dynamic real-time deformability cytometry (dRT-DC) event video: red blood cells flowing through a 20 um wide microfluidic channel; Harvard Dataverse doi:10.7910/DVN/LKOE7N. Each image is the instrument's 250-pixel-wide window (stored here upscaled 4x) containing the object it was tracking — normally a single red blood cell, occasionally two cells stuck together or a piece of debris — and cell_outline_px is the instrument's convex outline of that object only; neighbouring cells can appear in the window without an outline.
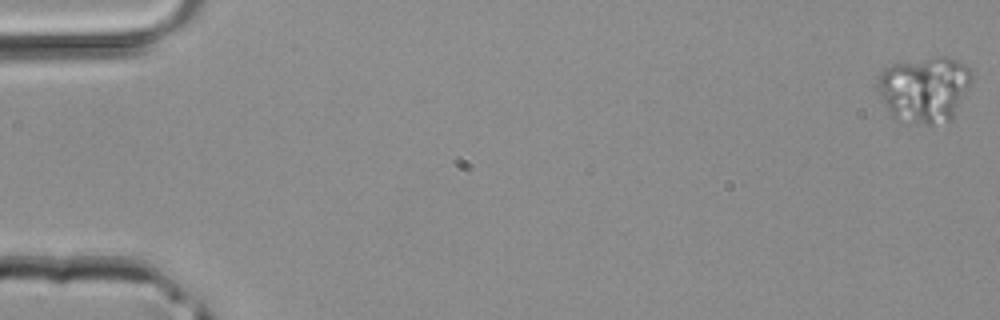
{"species": "common noctule bat (a hibernating species)", "species_latin": "Nyctalus noctula", "temperature_condition": "room temperature", "stored_images_in_passage": 44, "camera_frame_rate_fps": 3000, "um_per_image_px": 0.085, "animal": {"sex": "male", "body_mass_g": 20.4}, "frame": {"image": 1, "passage_image": 1, "time_ms": 0.0, "image_size_px": [1000, 320], "cell_outline_px": [[972, 80], [952, 120], [932, 124], [924, 124], [896, 120], [888, 112], [872, 84], [880, 72], [884, 68], [892, 64], [936, 56], [948, 56], [960, 60], [968, 68], [972, 76]], "centroid_in_image_um": [78.52, 7.57], "position_along_channel_um": 6.5, "area_um2": 36.88}}
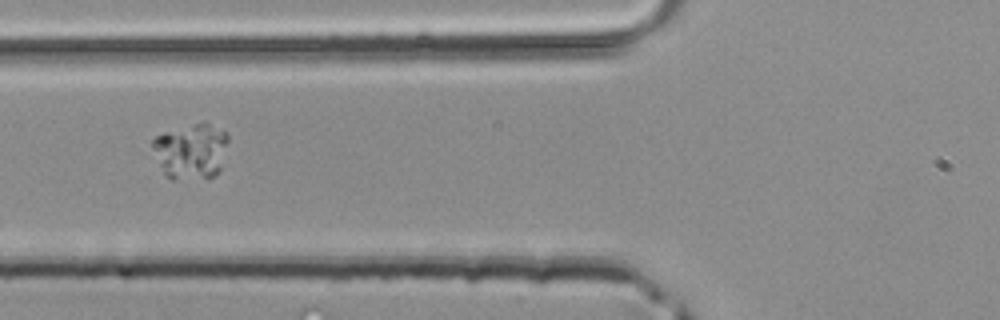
{"frame": {"image": 2, "passage_image": 18, "time_ms": 5.667, "image_size_px": [1000, 320], "cell_outline_px": [[228, 140], [220, 172], [216, 176], [208, 180], [172, 180], [164, 176], [152, 148], [152, 140], [156, 136], [164, 132], [204, 120], [224, 132], [228, 136]], "centroid_in_image_um": [16.24, 12.89], "position_along_channel_um": 109.6, "area_um2": 25.26}}
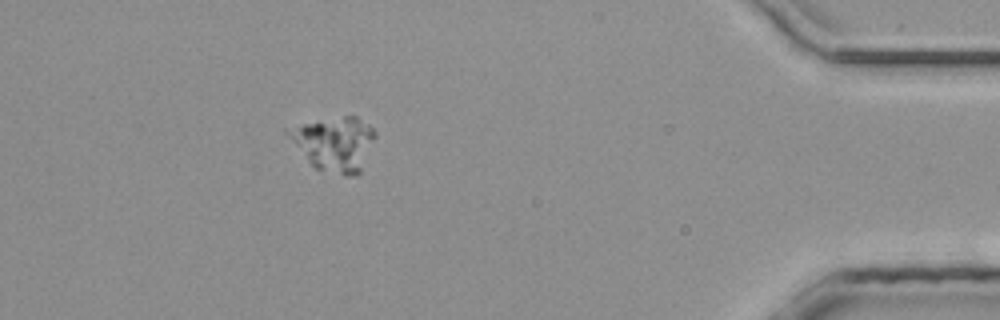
{"frame": {"image": 3, "passage_image": 40, "time_ms": 13.0, "image_size_px": [1000, 320], "cell_outline_px": [[376, 136], [360, 172], [352, 176], [344, 176], [316, 168], [308, 160], [284, 132], [284, 128], [344, 116], [356, 116], [368, 124], [376, 132]], "centroid_in_image_um": [28.44, 12.21], "position_along_channel_um": 406.8, "area_um2": 26.88}}